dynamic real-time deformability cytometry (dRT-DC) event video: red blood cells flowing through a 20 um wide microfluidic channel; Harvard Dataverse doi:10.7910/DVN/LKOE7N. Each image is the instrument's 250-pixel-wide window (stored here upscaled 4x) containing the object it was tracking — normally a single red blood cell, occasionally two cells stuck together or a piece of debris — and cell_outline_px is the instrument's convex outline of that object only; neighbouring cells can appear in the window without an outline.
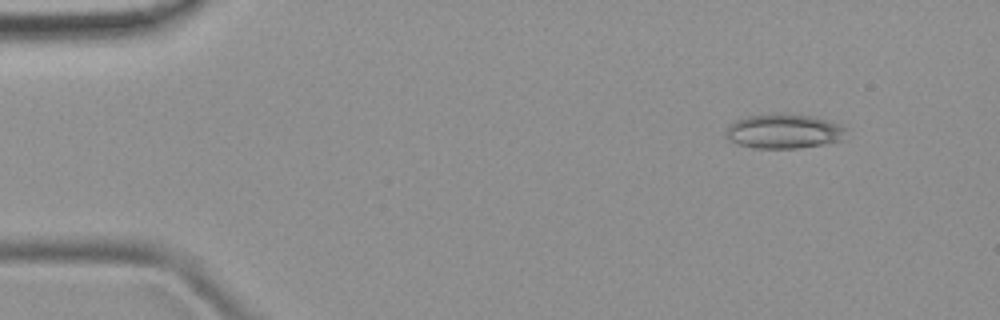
{"species": "common noctule bat (a hibernating species)", "species_latin": "Nyctalus noctula", "temperature_condition": "room temperature", "stored_images_in_passage": 4, "camera_frame_rate_fps": 3000, "um_per_image_px": 0.085, "animal": {"sex": "female", "body_mass_g": 19.9}, "frame": {"image": 1, "passage_image": 2, "time_ms": 1.0, "image_size_px": [1000, 320], "cell_outline_px": [[848, 128], [844, 140], [800, 148], [756, 148], [736, 144], [728, 140], [724, 136], [724, 132], [728, 124], [736, 120], [748, 116], [816, 116], [840, 124]], "centroid_in_image_um": [66.64, 11.2], "position_along_channel_um": 18.4, "area_um2": 23.93}}